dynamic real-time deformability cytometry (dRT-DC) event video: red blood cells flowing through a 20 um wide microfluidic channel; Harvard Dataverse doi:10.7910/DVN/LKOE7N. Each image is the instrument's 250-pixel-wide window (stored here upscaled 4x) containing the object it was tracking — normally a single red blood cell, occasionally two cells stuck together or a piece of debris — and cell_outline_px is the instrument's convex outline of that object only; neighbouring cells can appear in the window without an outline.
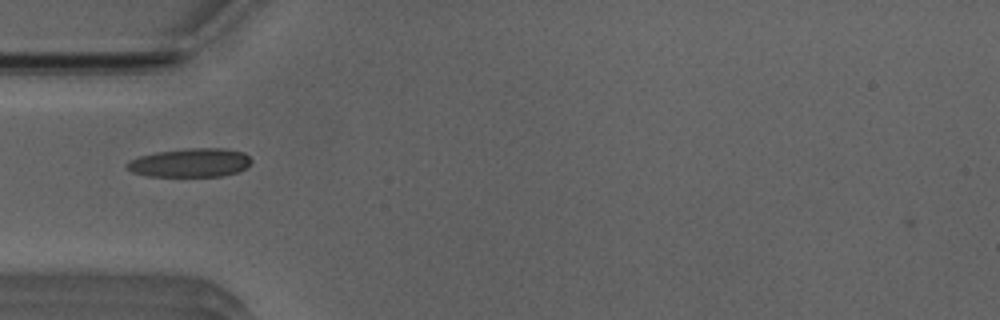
{"species": "Egyptian fruit bat (a non-hibernating species)", "species_latin": "Rousettus aegyptiacus", "temperature_condition": "room temperature", "stored_images_in_passage": 37, "camera_frame_rate_fps": 3000, "um_per_image_px": 0.085, "animal": {"sex": "male"}, "frame": {"image": 1, "passage_image": 1, "time_ms": 0.0, "image_size_px": [1000, 320], "cell_outline_px": [[252, 160], [248, 168], [224, 176], [148, 176], [132, 172], [124, 164], [128, 160], [140, 156], [156, 152], [184, 148], [224, 148], [244, 152]], "centroid_in_image_um": [16.18, 13.82], "position_along_channel_um": 68.8, "area_um2": 21.04}}
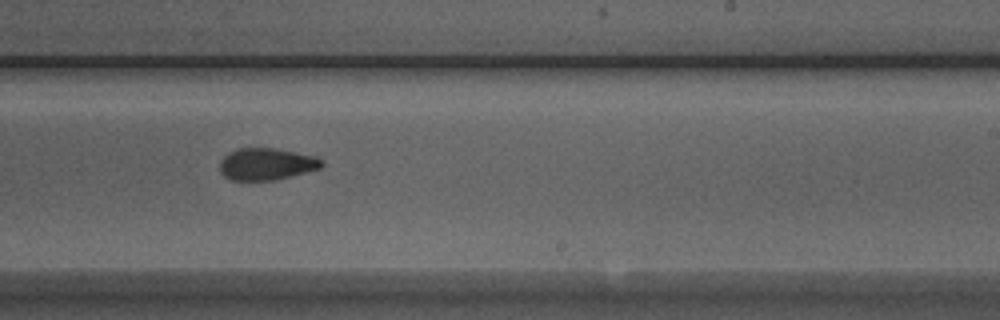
{"frame": {"image": 2, "passage_image": 16, "time_ms": 5.0, "image_size_px": [1000, 320], "cell_outline_px": [[324, 164], [320, 168], [272, 180], [228, 180], [220, 172], [220, 160], [228, 152], [236, 148], [272, 148], [316, 156], [324, 160]], "centroid_in_image_um": [22.61, 13.93], "position_along_channel_um": 266.4, "area_um2": 18.9}}
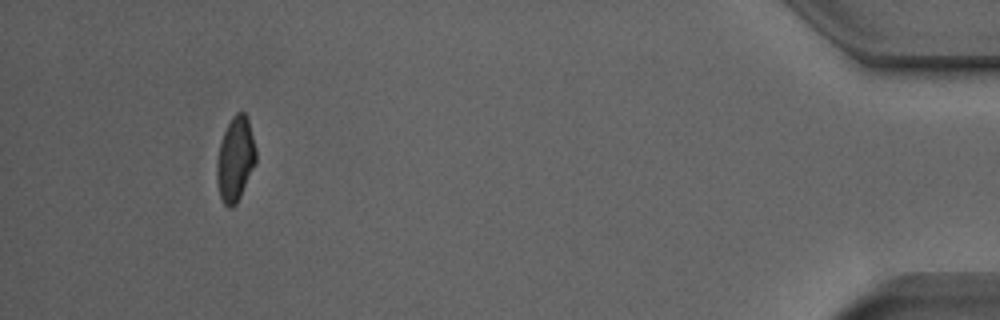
{"frame": {"image": 3, "passage_image": 33, "time_ms": 10.667, "image_size_px": [1000, 320], "cell_outline_px": [[256, 164], [236, 204], [232, 208], [228, 208], [224, 204], [220, 196], [216, 180], [216, 160], [220, 144], [224, 132], [232, 116], [236, 112], [244, 112], [248, 116], [256, 148]], "centroid_in_image_um": [20.01, 13.52], "position_along_channel_um": 415.2, "area_um2": 19.48}, "authors_computed_cell_mechanics": {"area_um2": 19.4786, "velocity_mm_per_s": 3.9417, "shape_relaxation_time_tau1_ms": null, "shape_relaxation_time_tau2_ms": 2.3795, "deformation_change_tau1": null, "deformation_change_tau2": 0.0908}}